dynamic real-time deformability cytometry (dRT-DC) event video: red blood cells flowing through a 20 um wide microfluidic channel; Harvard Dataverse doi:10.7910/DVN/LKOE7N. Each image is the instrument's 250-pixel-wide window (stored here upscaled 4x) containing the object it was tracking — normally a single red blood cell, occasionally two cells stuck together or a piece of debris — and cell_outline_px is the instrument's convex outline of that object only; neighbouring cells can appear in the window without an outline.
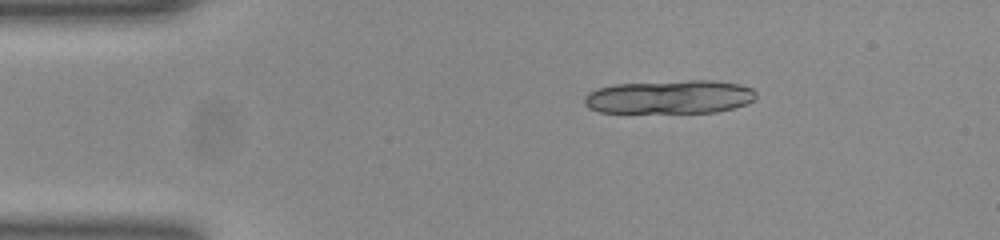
{"species": "common noctule bat (a hibernating species)", "species_latin": "Nyctalus noctula", "temperature_condition": "room temperature", "stored_images_in_passage": 9, "camera_frame_rate_fps": 3000, "um_per_image_px": 0.085, "animal": {"sex": "female", "body_mass_g": 23.0, "forearm_length_mm": 53.4}, "frame": {"image": 1, "passage_image": 1, "time_ms": 0.0, "image_size_px": [1000, 240], "cell_outline_px": [[756, 100], [748, 104], [716, 112], [600, 112], [588, 108], [584, 104], [584, 96], [588, 92], [600, 88], [616, 84], [688, 80], [712, 80], [740, 84], [752, 88], [756, 92]], "centroid_in_image_um": [56.96, 8.23], "position_along_channel_um": 28.0, "area_um2": 33.7}}